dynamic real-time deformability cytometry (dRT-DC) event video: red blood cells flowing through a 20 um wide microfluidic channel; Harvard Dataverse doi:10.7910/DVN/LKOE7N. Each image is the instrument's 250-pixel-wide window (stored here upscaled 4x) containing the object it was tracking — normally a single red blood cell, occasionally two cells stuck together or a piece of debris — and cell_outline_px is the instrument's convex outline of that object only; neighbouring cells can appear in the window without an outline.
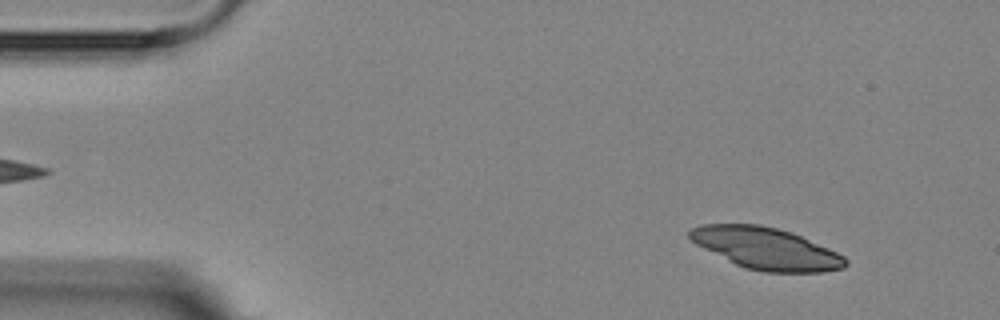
{"species": "Egyptian fruit bat (a non-hibernating species)", "species_latin": "Rousettus aegyptiacus", "temperature_condition": "room temperature", "stored_images_in_passage": 4, "camera_frame_rate_fps": 3000, "um_per_image_px": 0.085, "animal": {"sex": "female"}, "frame": {"image": 1, "passage_image": 1, "time_ms": 0.0, "image_size_px": [1000, 320], "cell_outline_px": [[848, 264], [844, 268], [824, 272], [764, 272], [744, 268], [696, 244], [688, 236], [688, 232], [692, 228], [700, 224], [760, 224], [792, 232], [828, 248], [844, 256], [848, 260]], "centroid_in_image_um": [65.14, 21.12], "position_along_channel_um": 19.9, "area_um2": 37.74}}